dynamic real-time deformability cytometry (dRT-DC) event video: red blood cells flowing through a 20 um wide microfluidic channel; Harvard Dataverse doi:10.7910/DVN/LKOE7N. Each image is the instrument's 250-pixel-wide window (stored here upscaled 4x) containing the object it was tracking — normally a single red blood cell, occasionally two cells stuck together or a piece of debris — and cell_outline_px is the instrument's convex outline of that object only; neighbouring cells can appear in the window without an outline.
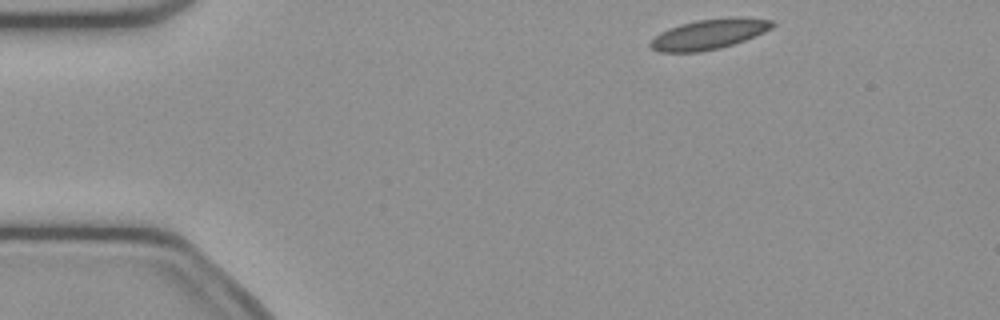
{"species": "common noctule bat (a hibernating species)", "species_latin": "Nyctalus noctula", "temperature_condition": "cold", "stored_images_in_passage": 47, "segment_of_instrument_passage": [1, 2], "camera_frame_rate_fps": 3000, "um_per_image_px": 0.085, "animal": {"sex": "female", "body_mass_g": 21.9}, "frame": {"image": 1, "passage_image": 1, "time_ms": 0.0, "image_size_px": [1000, 320], "cell_outline_px": [[776, 24], [772, 28], [756, 36], [720, 48], [700, 52], [660, 52], [652, 48], [648, 44], [660, 32], [668, 28], [680, 24], [696, 20], [736, 16], [776, 20]], "centroid_in_image_um": [60.31, 2.89], "position_along_channel_um": 24.7, "area_um2": 21.62}}
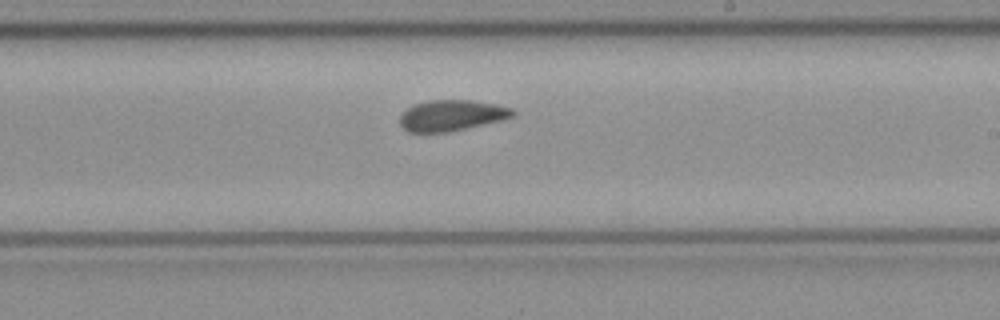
{"frame": {"image": 2, "passage_image": 24, "time_ms": 7.667, "image_size_px": [1000, 320], "cell_outline_px": [[516, 112], [512, 116], [504, 120], [448, 132], [408, 132], [400, 124], [400, 116], [408, 108], [416, 104], [432, 100], [472, 100], [496, 104], [512, 108]], "centroid_in_image_um": [38.43, 9.81], "position_along_channel_um": 250.6, "area_um2": 20.23}}
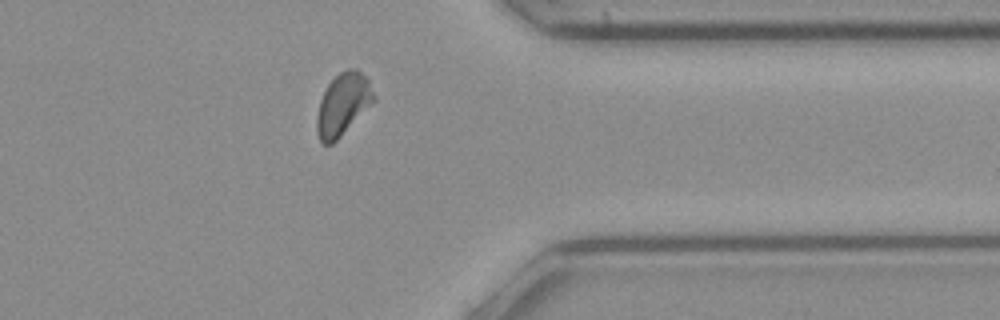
{"frame": {"image": 3, "passage_image": 35, "time_ms": 11.333, "image_size_px": [1000, 320], "cell_outline_px": [[376, 100], [332, 144], [324, 144], [320, 140], [316, 132], [316, 116], [320, 100], [328, 84], [340, 72], [348, 68], [356, 68], [368, 76], [376, 96]], "centroid_in_image_um": [29.17, 8.83], "position_along_channel_um": 382.2, "area_um2": 20.75}}